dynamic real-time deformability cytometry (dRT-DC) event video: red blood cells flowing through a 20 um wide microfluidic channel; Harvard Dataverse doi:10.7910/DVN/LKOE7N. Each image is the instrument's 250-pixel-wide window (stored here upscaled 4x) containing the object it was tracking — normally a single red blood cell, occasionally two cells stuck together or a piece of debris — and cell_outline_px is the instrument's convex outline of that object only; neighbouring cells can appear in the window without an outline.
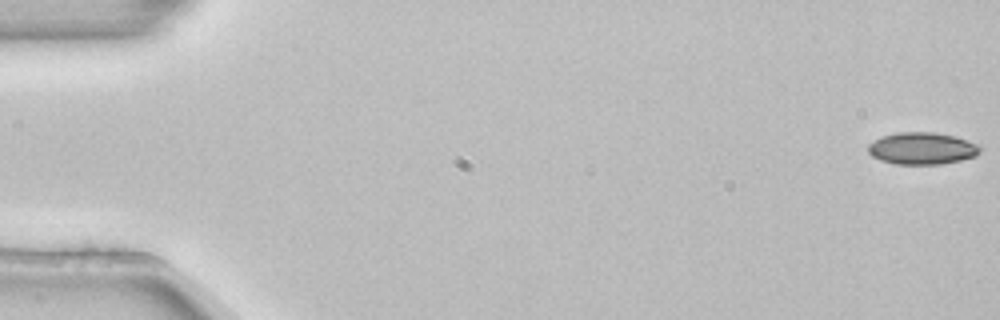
{"species": "common noctule bat (a hibernating species)", "species_latin": "Nyctalus noctula", "temperature_condition": "room temperature", "stored_images_in_passage": 5, "camera_frame_rate_fps": 3000, "um_per_image_px": 0.085, "animal": {"sex": "female", "body_mass_g": 22.7, "forearm_length_mm": 54.2}, "frame": {"image": 1, "passage_image": 1, "time_ms": 0.0, "image_size_px": [1000, 320], "cell_outline_px": [[984, 148], [976, 156], [960, 160], [940, 164], [896, 164], [880, 160], [872, 156], [868, 152], [868, 144], [884, 136], [900, 132], [932, 132], [956, 136], [976, 144]], "centroid_in_image_um": [78.4, 12.62], "position_along_channel_um": 6.6, "area_um2": 20.81}}
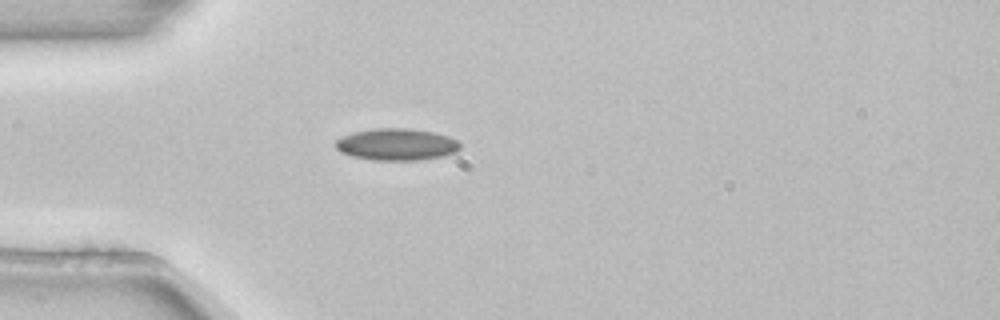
{"frame": {"image": 2, "passage_image": 5, "time_ms": 1.333, "image_size_px": [1000, 320], "cell_outline_px": [[460, 148], [456, 152], [444, 156], [420, 160], [372, 160], [352, 156], [340, 152], [336, 148], [336, 140], [352, 132], [372, 128], [408, 128], [432, 132], [448, 136], [456, 140], [460, 144]], "centroid_in_image_um": [33.71, 12.28], "position_along_channel_um": 51.3, "area_um2": 23.18}}